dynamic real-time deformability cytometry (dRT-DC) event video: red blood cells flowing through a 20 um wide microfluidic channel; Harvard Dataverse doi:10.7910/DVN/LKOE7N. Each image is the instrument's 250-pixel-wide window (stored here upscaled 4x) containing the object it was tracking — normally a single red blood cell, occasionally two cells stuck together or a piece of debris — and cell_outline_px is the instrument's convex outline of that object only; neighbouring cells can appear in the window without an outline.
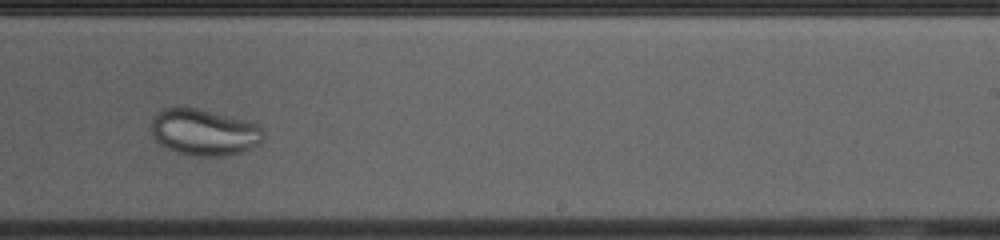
{"species": "common noctule bat (a hibernating species)", "species_latin": "Nyctalus noctula", "temperature_condition": "cold", "stored_images_in_passage": 50, "camera_frame_rate_fps": 3000, "um_per_image_px": 0.085, "animal": {"sex": "female", "body_mass_g": 23.0, "forearm_length_mm": 53.4}, "frame": {"image": 1, "passage_image": 29, "time_ms": 9.333, "image_size_px": [1000, 240], "cell_outline_px": [[264, 140], [260, 144], [240, 152], [224, 156], [200, 156], [176, 152], [160, 144], [152, 136], [152, 116], [156, 112], [164, 108], [180, 104], [248, 120], [256, 124], [264, 132]], "centroid_in_image_um": [17.33, 11.2], "position_along_channel_um": 271.7, "area_um2": 30.87}}
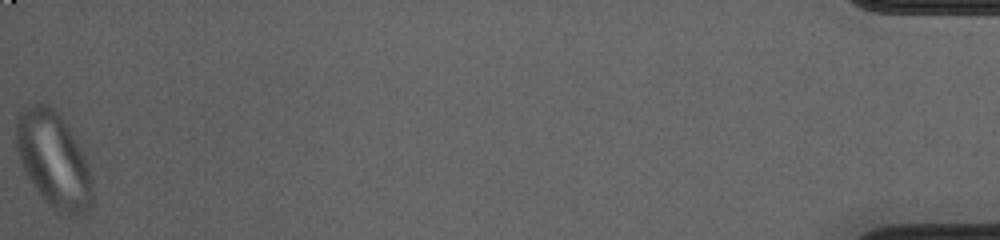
{"frame": {"image": 2, "passage_image": 50, "time_ms": 16.333, "image_size_px": [1000, 240], "cell_outline_px": [[92, 204], [80, 216], [68, 216], [52, 208], [44, 200], [24, 172], [20, 164], [16, 144], [16, 124], [24, 108], [40, 100], [48, 104], [60, 116], [76, 140], [88, 164], [92, 184]], "centroid_in_image_um": [4.54, 13.6], "position_along_channel_um": 430.7, "area_um2": 42.25}}